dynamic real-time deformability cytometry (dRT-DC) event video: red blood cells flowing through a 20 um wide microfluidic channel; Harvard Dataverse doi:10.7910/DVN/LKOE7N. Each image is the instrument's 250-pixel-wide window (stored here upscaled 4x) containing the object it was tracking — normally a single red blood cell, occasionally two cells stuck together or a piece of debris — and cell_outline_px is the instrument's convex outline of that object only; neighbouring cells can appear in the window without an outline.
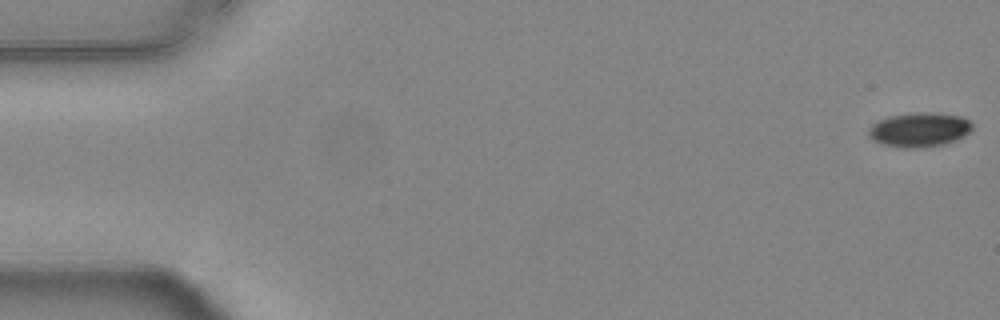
{"species": "common noctule bat (a hibernating species)", "species_latin": "Nyctalus noctula", "temperature_condition": "warm", "stored_images_in_passage": 55, "camera_frame_rate_fps": 3000, "um_per_image_px": 0.085, "animal": {"sex": "female", "body_mass_g": 24.6, "forearm_length_mm": 56.2}, "frame": {"image": 1, "passage_image": 1, "time_ms": 0.0, "image_size_px": [1000, 320], "cell_outline_px": [[972, 128], [964, 136], [956, 140], [944, 144], [924, 148], [904, 148], [880, 144], [872, 140], [868, 136], [868, 128], [872, 124], [888, 116], [916, 112], [928, 112], [960, 116], [968, 120], [972, 124]], "centroid_in_image_um": [78.1, 11.04], "position_along_channel_um": 6.9, "area_um2": 20.92}}
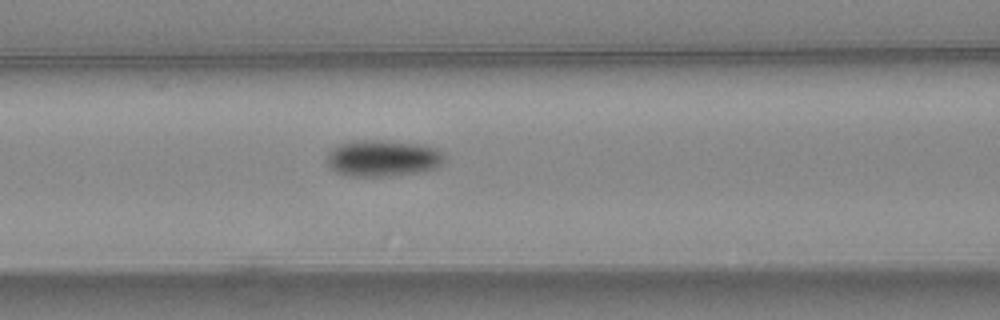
{"frame": {"image": 2, "passage_image": 23, "time_ms": 7.333, "image_size_px": [1000, 320], "cell_outline_px": [[444, 160], [436, 168], [424, 172], [392, 176], [344, 176], [336, 172], [328, 164], [328, 152], [332, 148], [340, 144], [352, 140], [384, 140], [424, 144], [436, 148], [444, 156]], "centroid_in_image_um": [32.55, 13.45], "position_along_channel_um": 134.0, "area_um2": 25.32}}
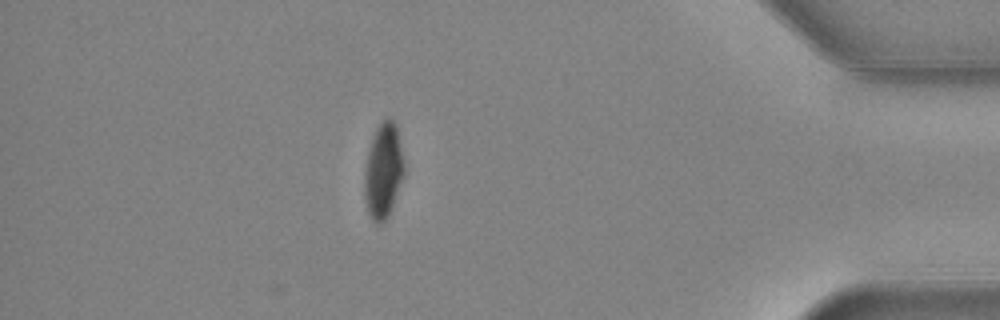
{"frame": {"image": 3, "passage_image": 48, "time_ms": 15.667, "image_size_px": [1000, 320], "cell_outline_px": [[404, 176], [392, 208], [388, 216], [380, 224], [376, 224], [372, 220], [368, 212], [364, 196], [364, 172], [368, 152], [372, 136], [376, 128], [388, 116], [396, 124], [404, 160]], "centroid_in_image_um": [32.58, 14.53], "position_along_channel_um": 402.6, "area_um2": 22.14}, "authors_computed_cell_mechanics": {"area_um2": 22.253, "velocity_mm_per_s": 3.7802, "shape_relaxation_time_tau1_ms": 3.9791, "shape_relaxation_time_tau2_ms": null, "deformation_change_tau1": 0.1233, "deformation_change_tau2": null}}